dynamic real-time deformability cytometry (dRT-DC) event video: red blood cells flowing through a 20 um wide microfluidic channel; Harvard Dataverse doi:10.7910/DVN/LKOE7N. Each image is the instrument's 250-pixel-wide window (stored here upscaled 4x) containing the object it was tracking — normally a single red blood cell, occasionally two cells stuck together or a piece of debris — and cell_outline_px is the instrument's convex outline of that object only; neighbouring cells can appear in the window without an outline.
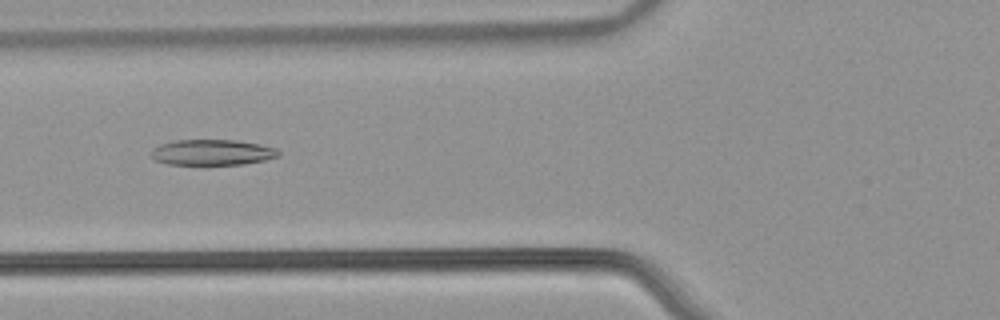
{"species": "common noctule bat (a hibernating species)", "species_latin": "Nyctalus noctula", "temperature_condition": "warm", "stored_images_in_passage": 37, "camera_frame_rate_fps": 3000, "um_per_image_px": 0.085, "animal": {"sex": "male", "body_mass_g": 21.5, "forearm_length_mm": 52.0}, "frame": {"image": 1, "passage_image": 5, "time_ms": 1.333, "image_size_px": [1000, 320], "cell_outline_px": [[280, 156], [264, 160], [244, 164], [204, 168], [168, 164], [156, 160], [152, 156], [152, 148], [160, 144], [176, 140], [236, 140], [260, 144], [276, 148], [280, 152]], "centroid_in_image_um": [18.03, 13.0], "position_along_channel_um": 107.8, "area_um2": 20.06}}
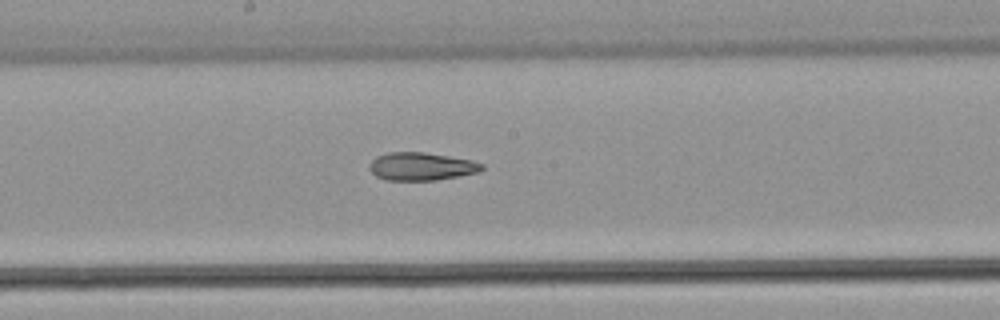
{"frame": {"image": 2, "passage_image": 13, "time_ms": 4.0, "image_size_px": [1000, 320], "cell_outline_px": [[484, 168], [480, 172], [436, 180], [384, 180], [376, 176], [368, 168], [368, 164], [376, 156], [388, 152], [424, 152], [472, 160], [484, 164]], "centroid_in_image_um": [35.8, 14.14], "position_along_channel_um": 212.4, "area_um2": 18.44}}
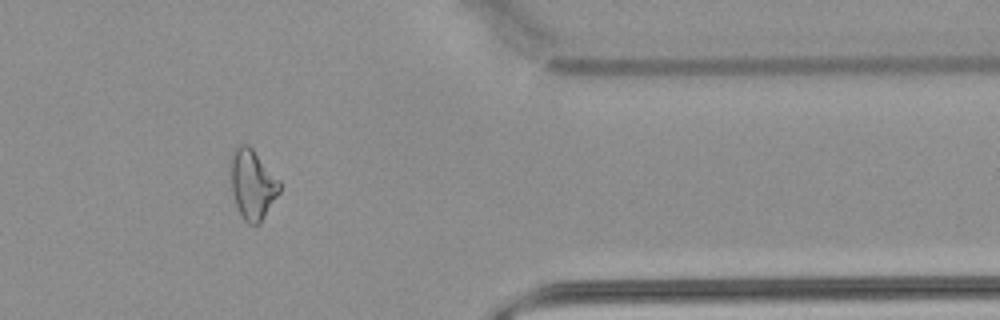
{"frame": {"image": 3, "passage_image": 28, "time_ms": 9.0, "image_size_px": [1000, 320], "cell_outline_px": [[280, 192], [260, 224], [248, 224], [244, 220], [236, 208], [232, 192], [228, 160], [236, 144], [248, 144], [252, 148], [280, 180]], "centroid_in_image_um": [21.42, 15.64], "position_along_channel_um": 390.0, "area_um2": 20.46}, "authors_computed_cell_mechanics": {"area_um2": 19.363, "velocity_mm_per_s": 3.924, "shape_relaxation_time_tau1_ms": null, "shape_relaxation_time_tau2_ms": 6.6619, "deformation_change_tau1": null, "deformation_change_tau2": 0.1742}}